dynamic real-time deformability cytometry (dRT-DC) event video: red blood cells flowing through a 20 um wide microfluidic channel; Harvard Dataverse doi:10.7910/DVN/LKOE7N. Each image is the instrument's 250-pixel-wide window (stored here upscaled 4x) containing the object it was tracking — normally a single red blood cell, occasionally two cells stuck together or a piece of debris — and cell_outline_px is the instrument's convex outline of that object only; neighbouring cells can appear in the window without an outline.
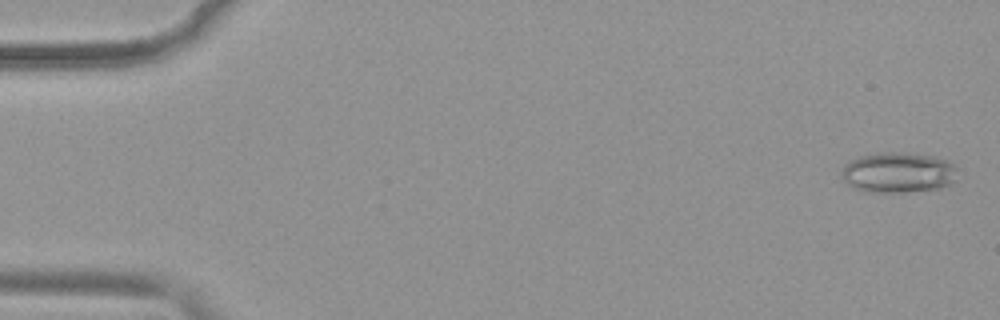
{"species": "common noctule bat (a hibernating species)", "species_latin": "Nyctalus noctula", "temperature_condition": "warm", "stored_images_in_passage": 51, "camera_frame_rate_fps": 3000, "um_per_image_px": 0.085, "animal": {"sex": "female", "body_mass_g": 19.9}, "frame": {"image": 1, "passage_image": 2, "time_ms": 0.333, "image_size_px": [1000, 320], "cell_outline_px": [[960, 168], [956, 180], [952, 184], [940, 188], [908, 192], [864, 192], [852, 188], [840, 176], [840, 172], [844, 164], [860, 156], [880, 152], [896, 152], [932, 156], [948, 160]], "centroid_in_image_um": [76.37, 14.68], "position_along_channel_um": 8.6, "area_um2": 27.92}}
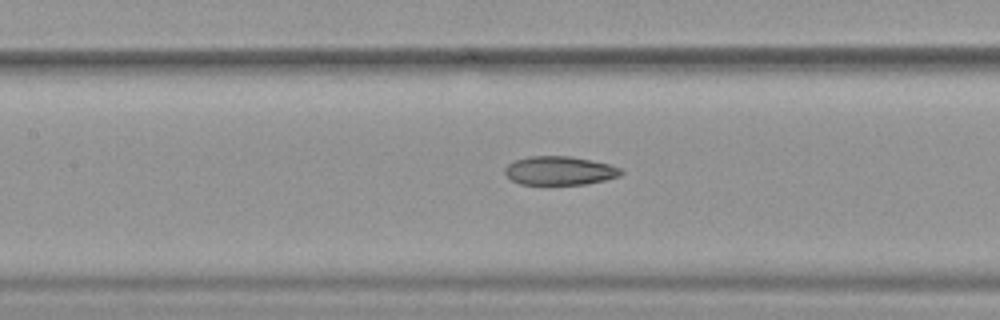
{"frame": {"image": 2, "passage_image": 24, "time_ms": 7.667, "image_size_px": [1000, 320], "cell_outline_px": [[624, 172], [620, 176], [604, 180], [584, 184], [544, 188], [520, 184], [512, 180], [504, 172], [504, 168], [512, 160], [528, 156], [572, 156], [592, 160], [608, 164], [620, 168]], "centroid_in_image_um": [47.51, 14.55], "position_along_channel_um": 159.9, "area_um2": 20.4}}
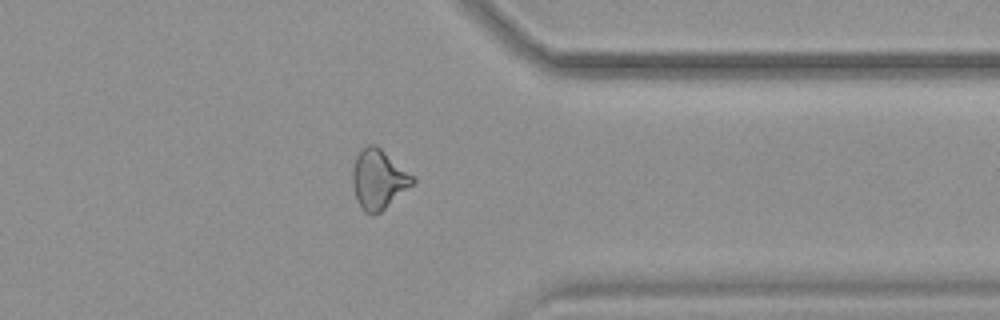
{"frame": {"image": 3, "passage_image": 41, "time_ms": 13.333, "image_size_px": [1000, 320], "cell_outline_px": [[416, 184], [380, 212], [372, 216], [364, 212], [360, 208], [356, 200], [352, 184], [352, 168], [356, 156], [368, 144], [376, 144], [412, 176], [416, 180]], "centroid_in_image_um": [32.16, 15.29], "position_along_channel_um": 379.2, "area_um2": 20.98}, "authors_computed_cell_mechanics": {"area_um2": 21.6172, "velocity_mm_per_s": 3.9867, "shape_relaxation_time_tau1_ms": 11.0815, "shape_relaxation_time_tau2_ms": 2.9043, "deformation_change_tau1": 0.211, "deformation_change_tau2": 0.1127}}